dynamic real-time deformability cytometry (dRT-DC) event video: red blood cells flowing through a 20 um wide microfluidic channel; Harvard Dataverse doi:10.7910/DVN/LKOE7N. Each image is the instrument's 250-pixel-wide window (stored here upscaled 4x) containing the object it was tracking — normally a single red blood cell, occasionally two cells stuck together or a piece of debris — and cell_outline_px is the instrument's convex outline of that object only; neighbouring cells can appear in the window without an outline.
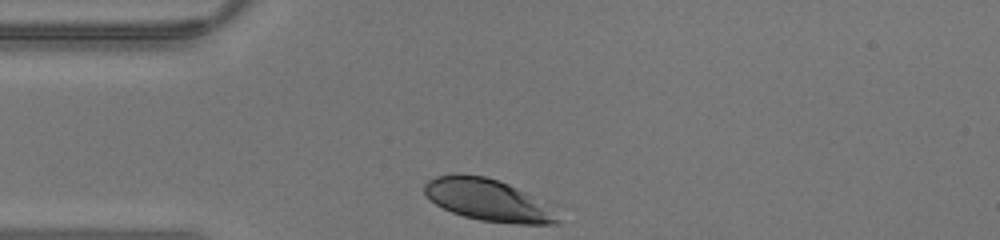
{"species": "human", "species_latin": "Homo sapiens", "temperature_condition": "warm", "stored_images_in_passage": 24, "camera_frame_rate_fps": 3000, "um_per_image_px": 0.085, "donor": {"sex": "male"}, "frame": {"image": 1, "passage_image": 1, "time_ms": 0.0, "image_size_px": [1000, 240], "cell_outline_px": [[560, 224], [516, 224], [480, 220], [464, 216], [452, 212], [436, 204], [424, 192], [424, 184], [428, 180], [436, 176], [452, 172], [460, 172], [484, 176], [508, 184], [548, 200], [560, 220]], "centroid_in_image_um": [41.55, 16.99], "position_along_channel_um": 43.4, "area_um2": 33.23}}
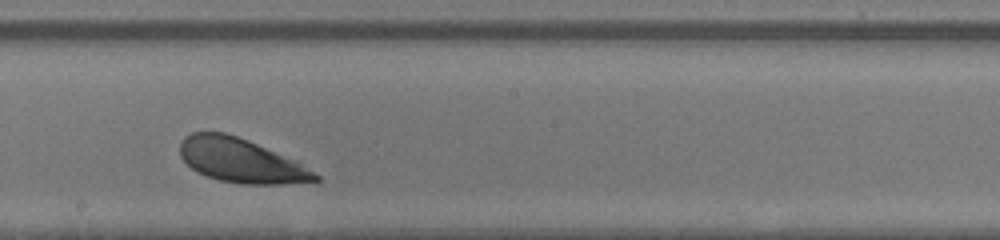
{"frame": {"image": 2, "passage_image": 14, "time_ms": 4.333, "image_size_px": [1000, 240], "cell_outline_px": [[320, 180], [284, 184], [240, 184], [220, 180], [196, 172], [180, 156], [180, 140], [184, 136], [192, 132], [224, 132], [248, 140], [292, 160], [300, 164], [320, 176]], "centroid_in_image_um": [20.4, 13.64], "position_along_channel_um": 227.8, "area_um2": 34.16}}
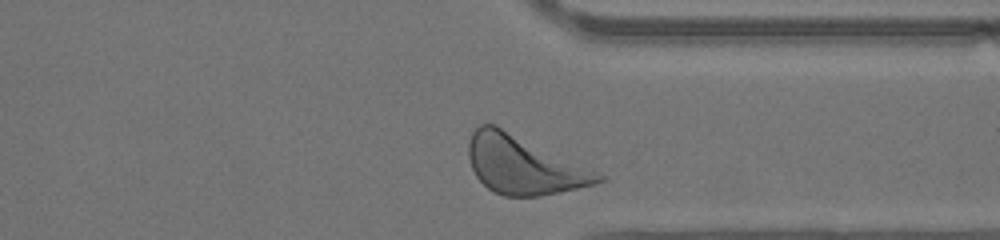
{"frame": {"image": 3, "passage_image": 23, "time_ms": 7.333, "image_size_px": [1000, 240], "cell_outline_px": [[604, 180], [596, 184], [560, 192], [540, 196], [504, 196], [488, 188], [476, 176], [472, 168], [468, 156], [468, 140], [472, 132], [480, 124], [496, 124], [596, 172], [604, 176]], "centroid_in_image_um": [44.45, 14.02], "position_along_channel_um": 366.9, "area_um2": 43.41}}